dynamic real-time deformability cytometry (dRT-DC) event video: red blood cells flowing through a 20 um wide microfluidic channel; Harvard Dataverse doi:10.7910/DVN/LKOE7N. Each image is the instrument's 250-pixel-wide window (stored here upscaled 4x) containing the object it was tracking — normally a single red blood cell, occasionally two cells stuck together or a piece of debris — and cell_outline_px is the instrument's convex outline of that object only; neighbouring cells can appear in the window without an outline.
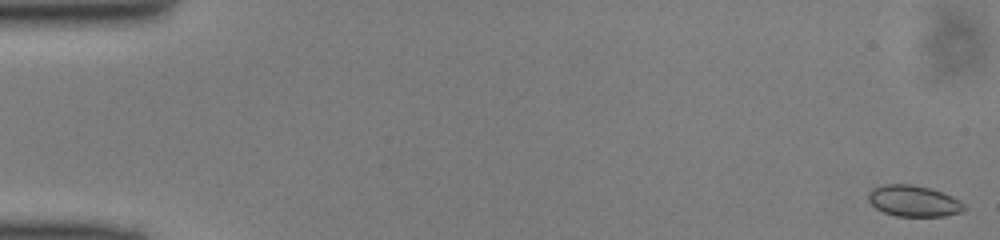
{"species": "common noctule bat (a hibernating species)", "species_latin": "Nyctalus noctula", "temperature_condition": "cold", "stored_images_in_passage": 49, "camera_frame_rate_fps": 3000, "um_per_image_px": 0.085, "animal": {"sex": "male", "body_mass_g": 13.0, "forearm_length_mm": 53.1}, "frame": {"image": 1, "passage_image": 1, "time_ms": 0.0, "image_size_px": [1000, 240], "cell_outline_px": [[964, 208], [960, 212], [944, 216], [896, 216], [884, 212], [876, 208], [868, 200], [868, 192], [872, 188], [884, 184], [912, 184], [928, 188], [952, 196], [960, 200], [964, 204]], "centroid_in_image_um": [77.62, 17.08], "position_along_channel_um": 7.4, "area_um2": 17.28}}
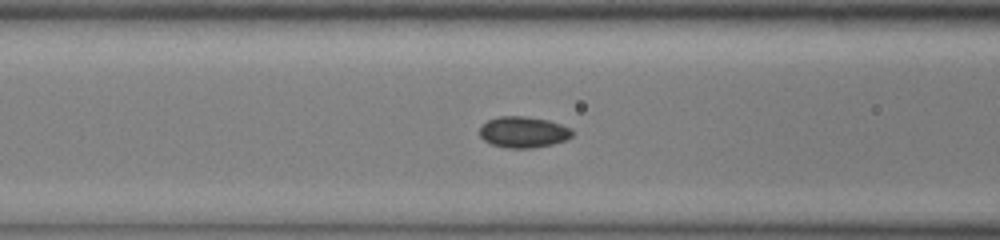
{"frame": {"image": 2, "passage_image": 20, "time_ms": 6.333, "image_size_px": [1000, 240], "cell_outline_px": [[572, 136], [564, 140], [552, 144], [532, 148], [508, 148], [492, 144], [484, 140], [480, 136], [480, 128], [488, 120], [500, 116], [524, 116], [548, 120], [572, 128]], "centroid_in_image_um": [44.49, 11.22], "position_along_channel_um": 122.1, "area_um2": 16.65}}
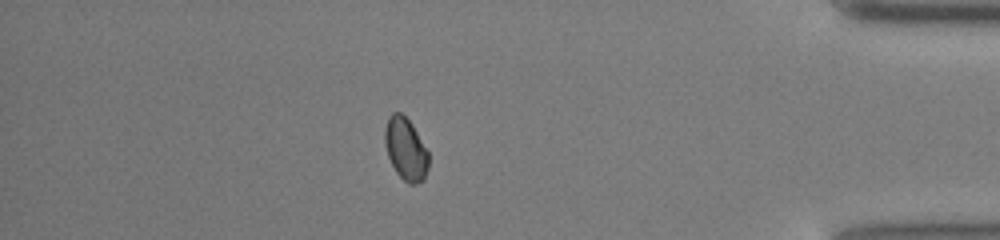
{"frame": {"image": 3, "passage_image": 43, "time_ms": 14.0, "image_size_px": [1000, 240], "cell_outline_px": [[428, 168], [424, 180], [416, 184], [408, 184], [396, 172], [388, 156], [384, 144], [384, 128], [388, 116], [392, 112], [400, 112], [412, 124], [428, 152]], "centroid_in_image_um": [34.46, 12.66], "position_along_channel_um": 400.7, "area_um2": 15.95}}